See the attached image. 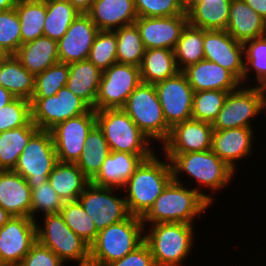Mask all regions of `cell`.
I'll list each match as a JSON object with an SVG mask.
<instances>
[{"label": "cell", "instance_id": "1", "mask_svg": "<svg viewBox=\"0 0 266 266\" xmlns=\"http://www.w3.org/2000/svg\"><path fill=\"white\" fill-rule=\"evenodd\" d=\"M164 157H167L171 163L173 180L183 184L180 175L183 173L189 175L197 182V187L195 186L194 189L200 192L211 204L215 201L214 195L212 193L207 195L200 188H208L215 194V191L228 186L234 178V173L236 175V172L211 149L181 154H165Z\"/></svg>", "mask_w": 266, "mask_h": 266}, {"label": "cell", "instance_id": "2", "mask_svg": "<svg viewBox=\"0 0 266 266\" xmlns=\"http://www.w3.org/2000/svg\"><path fill=\"white\" fill-rule=\"evenodd\" d=\"M165 160L154 153L142 160L125 183L121 191L127 193L124 197L130 215L142 218L173 180L171 163L167 157Z\"/></svg>", "mask_w": 266, "mask_h": 266}, {"label": "cell", "instance_id": "3", "mask_svg": "<svg viewBox=\"0 0 266 266\" xmlns=\"http://www.w3.org/2000/svg\"><path fill=\"white\" fill-rule=\"evenodd\" d=\"M210 205L212 204L196 189L187 188V185L172 180L141 218L144 232L146 224H195L194 218L199 219Z\"/></svg>", "mask_w": 266, "mask_h": 266}, {"label": "cell", "instance_id": "4", "mask_svg": "<svg viewBox=\"0 0 266 266\" xmlns=\"http://www.w3.org/2000/svg\"><path fill=\"white\" fill-rule=\"evenodd\" d=\"M193 226L186 223H156L147 227L149 230L144 233V242L150 249L155 266L183 265L194 248Z\"/></svg>", "mask_w": 266, "mask_h": 266}, {"label": "cell", "instance_id": "5", "mask_svg": "<svg viewBox=\"0 0 266 266\" xmlns=\"http://www.w3.org/2000/svg\"><path fill=\"white\" fill-rule=\"evenodd\" d=\"M144 233L142 219L132 215L98 231L90 245L89 266H104L122 259L144 242Z\"/></svg>", "mask_w": 266, "mask_h": 266}, {"label": "cell", "instance_id": "6", "mask_svg": "<svg viewBox=\"0 0 266 266\" xmlns=\"http://www.w3.org/2000/svg\"><path fill=\"white\" fill-rule=\"evenodd\" d=\"M96 124L101 129L110 151L136 155H153L152 141L122 109L95 110Z\"/></svg>", "mask_w": 266, "mask_h": 266}, {"label": "cell", "instance_id": "7", "mask_svg": "<svg viewBox=\"0 0 266 266\" xmlns=\"http://www.w3.org/2000/svg\"><path fill=\"white\" fill-rule=\"evenodd\" d=\"M43 217V224L35 222L37 241L51 249L64 263L72 261L77 262V266H89L90 245L66 225L63 216L56 213Z\"/></svg>", "mask_w": 266, "mask_h": 266}, {"label": "cell", "instance_id": "8", "mask_svg": "<svg viewBox=\"0 0 266 266\" xmlns=\"http://www.w3.org/2000/svg\"><path fill=\"white\" fill-rule=\"evenodd\" d=\"M122 109L149 140H156L161 145L167 140L171 128L164 118L154 85L141 82Z\"/></svg>", "mask_w": 266, "mask_h": 266}, {"label": "cell", "instance_id": "9", "mask_svg": "<svg viewBox=\"0 0 266 266\" xmlns=\"http://www.w3.org/2000/svg\"><path fill=\"white\" fill-rule=\"evenodd\" d=\"M231 91L212 124L213 130L253 128L251 120L266 110V88L260 86Z\"/></svg>", "mask_w": 266, "mask_h": 266}, {"label": "cell", "instance_id": "10", "mask_svg": "<svg viewBox=\"0 0 266 266\" xmlns=\"http://www.w3.org/2000/svg\"><path fill=\"white\" fill-rule=\"evenodd\" d=\"M57 163L51 131L38 130L23 149L13 171L24 177L32 190L48 181Z\"/></svg>", "mask_w": 266, "mask_h": 266}, {"label": "cell", "instance_id": "11", "mask_svg": "<svg viewBox=\"0 0 266 266\" xmlns=\"http://www.w3.org/2000/svg\"><path fill=\"white\" fill-rule=\"evenodd\" d=\"M31 121L50 131L58 123L88 113L92 108L66 86L48 98L31 99Z\"/></svg>", "mask_w": 266, "mask_h": 266}, {"label": "cell", "instance_id": "12", "mask_svg": "<svg viewBox=\"0 0 266 266\" xmlns=\"http://www.w3.org/2000/svg\"><path fill=\"white\" fill-rule=\"evenodd\" d=\"M116 189L121 190L90 182L77 199L98 231L130 216L125 197L115 196Z\"/></svg>", "mask_w": 266, "mask_h": 266}, {"label": "cell", "instance_id": "13", "mask_svg": "<svg viewBox=\"0 0 266 266\" xmlns=\"http://www.w3.org/2000/svg\"><path fill=\"white\" fill-rule=\"evenodd\" d=\"M140 83V67L131 64H113L102 71L95 110L123 108L128 96Z\"/></svg>", "mask_w": 266, "mask_h": 266}, {"label": "cell", "instance_id": "14", "mask_svg": "<svg viewBox=\"0 0 266 266\" xmlns=\"http://www.w3.org/2000/svg\"><path fill=\"white\" fill-rule=\"evenodd\" d=\"M96 125L95 110L58 123L50 131L58 162L76 163L86 143V137Z\"/></svg>", "mask_w": 266, "mask_h": 266}, {"label": "cell", "instance_id": "15", "mask_svg": "<svg viewBox=\"0 0 266 266\" xmlns=\"http://www.w3.org/2000/svg\"><path fill=\"white\" fill-rule=\"evenodd\" d=\"M154 86L164 118L170 128L192 118L194 90L181 71Z\"/></svg>", "mask_w": 266, "mask_h": 266}, {"label": "cell", "instance_id": "16", "mask_svg": "<svg viewBox=\"0 0 266 266\" xmlns=\"http://www.w3.org/2000/svg\"><path fill=\"white\" fill-rule=\"evenodd\" d=\"M36 221L12 217L0 228V264L18 266L37 241Z\"/></svg>", "mask_w": 266, "mask_h": 266}, {"label": "cell", "instance_id": "17", "mask_svg": "<svg viewBox=\"0 0 266 266\" xmlns=\"http://www.w3.org/2000/svg\"><path fill=\"white\" fill-rule=\"evenodd\" d=\"M204 59L230 71L243 85L244 46L226 30H204Z\"/></svg>", "mask_w": 266, "mask_h": 266}, {"label": "cell", "instance_id": "18", "mask_svg": "<svg viewBox=\"0 0 266 266\" xmlns=\"http://www.w3.org/2000/svg\"><path fill=\"white\" fill-rule=\"evenodd\" d=\"M145 49L174 50L183 29L188 24L187 13L171 17H138L134 22Z\"/></svg>", "mask_w": 266, "mask_h": 266}, {"label": "cell", "instance_id": "19", "mask_svg": "<svg viewBox=\"0 0 266 266\" xmlns=\"http://www.w3.org/2000/svg\"><path fill=\"white\" fill-rule=\"evenodd\" d=\"M212 124L189 119L174 125L167 140L161 145L164 154H181L210 150L213 135Z\"/></svg>", "mask_w": 266, "mask_h": 266}, {"label": "cell", "instance_id": "20", "mask_svg": "<svg viewBox=\"0 0 266 266\" xmlns=\"http://www.w3.org/2000/svg\"><path fill=\"white\" fill-rule=\"evenodd\" d=\"M100 30L86 13H80L58 40L59 62L87 60L91 46Z\"/></svg>", "mask_w": 266, "mask_h": 266}, {"label": "cell", "instance_id": "21", "mask_svg": "<svg viewBox=\"0 0 266 266\" xmlns=\"http://www.w3.org/2000/svg\"><path fill=\"white\" fill-rule=\"evenodd\" d=\"M254 138V128L214 130L211 150L236 172L238 159L248 158L252 153Z\"/></svg>", "mask_w": 266, "mask_h": 266}, {"label": "cell", "instance_id": "22", "mask_svg": "<svg viewBox=\"0 0 266 266\" xmlns=\"http://www.w3.org/2000/svg\"><path fill=\"white\" fill-rule=\"evenodd\" d=\"M194 92L203 90L234 91L241 82L228 70L217 63L201 60L181 71Z\"/></svg>", "mask_w": 266, "mask_h": 266}, {"label": "cell", "instance_id": "23", "mask_svg": "<svg viewBox=\"0 0 266 266\" xmlns=\"http://www.w3.org/2000/svg\"><path fill=\"white\" fill-rule=\"evenodd\" d=\"M0 206L12 217H31V188L13 170H0Z\"/></svg>", "mask_w": 266, "mask_h": 266}, {"label": "cell", "instance_id": "24", "mask_svg": "<svg viewBox=\"0 0 266 266\" xmlns=\"http://www.w3.org/2000/svg\"><path fill=\"white\" fill-rule=\"evenodd\" d=\"M86 14L99 30L114 31L138 19L135 0H94Z\"/></svg>", "mask_w": 266, "mask_h": 266}, {"label": "cell", "instance_id": "25", "mask_svg": "<svg viewBox=\"0 0 266 266\" xmlns=\"http://www.w3.org/2000/svg\"><path fill=\"white\" fill-rule=\"evenodd\" d=\"M151 156L111 151L99 173L90 182L97 186L122 189L142 160Z\"/></svg>", "mask_w": 266, "mask_h": 266}, {"label": "cell", "instance_id": "26", "mask_svg": "<svg viewBox=\"0 0 266 266\" xmlns=\"http://www.w3.org/2000/svg\"><path fill=\"white\" fill-rule=\"evenodd\" d=\"M226 31L236 41H245L266 35V20L244 0H231Z\"/></svg>", "mask_w": 266, "mask_h": 266}, {"label": "cell", "instance_id": "27", "mask_svg": "<svg viewBox=\"0 0 266 266\" xmlns=\"http://www.w3.org/2000/svg\"><path fill=\"white\" fill-rule=\"evenodd\" d=\"M14 56L35 76L59 62L58 42L42 36L22 44Z\"/></svg>", "mask_w": 266, "mask_h": 266}, {"label": "cell", "instance_id": "28", "mask_svg": "<svg viewBox=\"0 0 266 266\" xmlns=\"http://www.w3.org/2000/svg\"><path fill=\"white\" fill-rule=\"evenodd\" d=\"M231 0H200L187 9L188 24L204 30H226Z\"/></svg>", "mask_w": 266, "mask_h": 266}, {"label": "cell", "instance_id": "29", "mask_svg": "<svg viewBox=\"0 0 266 266\" xmlns=\"http://www.w3.org/2000/svg\"><path fill=\"white\" fill-rule=\"evenodd\" d=\"M102 71L88 59L69 63L66 87L95 110Z\"/></svg>", "mask_w": 266, "mask_h": 266}, {"label": "cell", "instance_id": "30", "mask_svg": "<svg viewBox=\"0 0 266 266\" xmlns=\"http://www.w3.org/2000/svg\"><path fill=\"white\" fill-rule=\"evenodd\" d=\"M51 187L63 202L76 201L90 180L75 163L58 162L48 177Z\"/></svg>", "mask_w": 266, "mask_h": 266}, {"label": "cell", "instance_id": "31", "mask_svg": "<svg viewBox=\"0 0 266 266\" xmlns=\"http://www.w3.org/2000/svg\"><path fill=\"white\" fill-rule=\"evenodd\" d=\"M179 72L173 50L166 48L145 50L140 66L142 83L155 85L176 76Z\"/></svg>", "mask_w": 266, "mask_h": 266}, {"label": "cell", "instance_id": "32", "mask_svg": "<svg viewBox=\"0 0 266 266\" xmlns=\"http://www.w3.org/2000/svg\"><path fill=\"white\" fill-rule=\"evenodd\" d=\"M35 76L26 70L14 55H8L0 63V85L16 98L31 101Z\"/></svg>", "mask_w": 266, "mask_h": 266}, {"label": "cell", "instance_id": "33", "mask_svg": "<svg viewBox=\"0 0 266 266\" xmlns=\"http://www.w3.org/2000/svg\"><path fill=\"white\" fill-rule=\"evenodd\" d=\"M110 152L105 136L96 124L86 137V143L81 156L75 164L91 181L99 173L102 164Z\"/></svg>", "mask_w": 266, "mask_h": 266}, {"label": "cell", "instance_id": "34", "mask_svg": "<svg viewBox=\"0 0 266 266\" xmlns=\"http://www.w3.org/2000/svg\"><path fill=\"white\" fill-rule=\"evenodd\" d=\"M30 121L26 126L0 133V170H13L30 138L38 131Z\"/></svg>", "mask_w": 266, "mask_h": 266}, {"label": "cell", "instance_id": "35", "mask_svg": "<svg viewBox=\"0 0 266 266\" xmlns=\"http://www.w3.org/2000/svg\"><path fill=\"white\" fill-rule=\"evenodd\" d=\"M45 1L47 15L44 22L43 35L58 41L66 33L80 12L67 0Z\"/></svg>", "mask_w": 266, "mask_h": 266}, {"label": "cell", "instance_id": "36", "mask_svg": "<svg viewBox=\"0 0 266 266\" xmlns=\"http://www.w3.org/2000/svg\"><path fill=\"white\" fill-rule=\"evenodd\" d=\"M204 29L187 24L174 48L178 69L204 60Z\"/></svg>", "mask_w": 266, "mask_h": 266}, {"label": "cell", "instance_id": "37", "mask_svg": "<svg viewBox=\"0 0 266 266\" xmlns=\"http://www.w3.org/2000/svg\"><path fill=\"white\" fill-rule=\"evenodd\" d=\"M21 25L22 44L44 36L43 27L46 12V1L19 2L15 6Z\"/></svg>", "mask_w": 266, "mask_h": 266}, {"label": "cell", "instance_id": "38", "mask_svg": "<svg viewBox=\"0 0 266 266\" xmlns=\"http://www.w3.org/2000/svg\"><path fill=\"white\" fill-rule=\"evenodd\" d=\"M117 37V63L140 67L145 47L135 23L114 30Z\"/></svg>", "mask_w": 266, "mask_h": 266}, {"label": "cell", "instance_id": "39", "mask_svg": "<svg viewBox=\"0 0 266 266\" xmlns=\"http://www.w3.org/2000/svg\"><path fill=\"white\" fill-rule=\"evenodd\" d=\"M244 46V75L243 85L249 79L252 71L255 74L256 86L266 88V35L243 43ZM251 69V70H250ZM259 84V85H258Z\"/></svg>", "mask_w": 266, "mask_h": 266}, {"label": "cell", "instance_id": "40", "mask_svg": "<svg viewBox=\"0 0 266 266\" xmlns=\"http://www.w3.org/2000/svg\"><path fill=\"white\" fill-rule=\"evenodd\" d=\"M60 214L66 225L88 245L96 240L98 230L78 200L64 202Z\"/></svg>", "mask_w": 266, "mask_h": 266}, {"label": "cell", "instance_id": "41", "mask_svg": "<svg viewBox=\"0 0 266 266\" xmlns=\"http://www.w3.org/2000/svg\"><path fill=\"white\" fill-rule=\"evenodd\" d=\"M69 64L57 62L42 73L35 75L32 98H48L66 86Z\"/></svg>", "mask_w": 266, "mask_h": 266}, {"label": "cell", "instance_id": "42", "mask_svg": "<svg viewBox=\"0 0 266 266\" xmlns=\"http://www.w3.org/2000/svg\"><path fill=\"white\" fill-rule=\"evenodd\" d=\"M229 92L231 91L203 90L194 92L192 119L213 124Z\"/></svg>", "mask_w": 266, "mask_h": 266}, {"label": "cell", "instance_id": "43", "mask_svg": "<svg viewBox=\"0 0 266 266\" xmlns=\"http://www.w3.org/2000/svg\"><path fill=\"white\" fill-rule=\"evenodd\" d=\"M88 60L101 71L117 63V37L115 31L100 30L91 46Z\"/></svg>", "mask_w": 266, "mask_h": 266}, {"label": "cell", "instance_id": "44", "mask_svg": "<svg viewBox=\"0 0 266 266\" xmlns=\"http://www.w3.org/2000/svg\"><path fill=\"white\" fill-rule=\"evenodd\" d=\"M63 204L48 181L31 190V218L34 221H38L40 212L42 215L60 213Z\"/></svg>", "mask_w": 266, "mask_h": 266}, {"label": "cell", "instance_id": "45", "mask_svg": "<svg viewBox=\"0 0 266 266\" xmlns=\"http://www.w3.org/2000/svg\"><path fill=\"white\" fill-rule=\"evenodd\" d=\"M20 28L15 8L0 11V46L8 55H14L22 45Z\"/></svg>", "mask_w": 266, "mask_h": 266}, {"label": "cell", "instance_id": "46", "mask_svg": "<svg viewBox=\"0 0 266 266\" xmlns=\"http://www.w3.org/2000/svg\"><path fill=\"white\" fill-rule=\"evenodd\" d=\"M31 121V102L15 98L0 108V133L26 126Z\"/></svg>", "mask_w": 266, "mask_h": 266}, {"label": "cell", "instance_id": "47", "mask_svg": "<svg viewBox=\"0 0 266 266\" xmlns=\"http://www.w3.org/2000/svg\"><path fill=\"white\" fill-rule=\"evenodd\" d=\"M138 17H171L186 13L182 0H135Z\"/></svg>", "mask_w": 266, "mask_h": 266}, {"label": "cell", "instance_id": "48", "mask_svg": "<svg viewBox=\"0 0 266 266\" xmlns=\"http://www.w3.org/2000/svg\"><path fill=\"white\" fill-rule=\"evenodd\" d=\"M18 266H64V262L51 249L36 241Z\"/></svg>", "mask_w": 266, "mask_h": 266}, {"label": "cell", "instance_id": "49", "mask_svg": "<svg viewBox=\"0 0 266 266\" xmlns=\"http://www.w3.org/2000/svg\"><path fill=\"white\" fill-rule=\"evenodd\" d=\"M104 266H155V263L148 245L143 242L122 259L110 262Z\"/></svg>", "mask_w": 266, "mask_h": 266}, {"label": "cell", "instance_id": "50", "mask_svg": "<svg viewBox=\"0 0 266 266\" xmlns=\"http://www.w3.org/2000/svg\"><path fill=\"white\" fill-rule=\"evenodd\" d=\"M256 13L266 20V0H244Z\"/></svg>", "mask_w": 266, "mask_h": 266}, {"label": "cell", "instance_id": "51", "mask_svg": "<svg viewBox=\"0 0 266 266\" xmlns=\"http://www.w3.org/2000/svg\"><path fill=\"white\" fill-rule=\"evenodd\" d=\"M80 13H87L94 0H67Z\"/></svg>", "mask_w": 266, "mask_h": 266}, {"label": "cell", "instance_id": "52", "mask_svg": "<svg viewBox=\"0 0 266 266\" xmlns=\"http://www.w3.org/2000/svg\"><path fill=\"white\" fill-rule=\"evenodd\" d=\"M15 98L16 97L12 93H10L7 89L0 85V108L9 104Z\"/></svg>", "mask_w": 266, "mask_h": 266}, {"label": "cell", "instance_id": "53", "mask_svg": "<svg viewBox=\"0 0 266 266\" xmlns=\"http://www.w3.org/2000/svg\"><path fill=\"white\" fill-rule=\"evenodd\" d=\"M16 0H0V11H7L15 8Z\"/></svg>", "mask_w": 266, "mask_h": 266}, {"label": "cell", "instance_id": "54", "mask_svg": "<svg viewBox=\"0 0 266 266\" xmlns=\"http://www.w3.org/2000/svg\"><path fill=\"white\" fill-rule=\"evenodd\" d=\"M12 216L0 206V228L4 226Z\"/></svg>", "mask_w": 266, "mask_h": 266}, {"label": "cell", "instance_id": "55", "mask_svg": "<svg viewBox=\"0 0 266 266\" xmlns=\"http://www.w3.org/2000/svg\"><path fill=\"white\" fill-rule=\"evenodd\" d=\"M8 56V53L0 46V63Z\"/></svg>", "mask_w": 266, "mask_h": 266}, {"label": "cell", "instance_id": "56", "mask_svg": "<svg viewBox=\"0 0 266 266\" xmlns=\"http://www.w3.org/2000/svg\"><path fill=\"white\" fill-rule=\"evenodd\" d=\"M195 1H200V0H189L186 4H185V8L187 9L193 2Z\"/></svg>", "mask_w": 266, "mask_h": 266}, {"label": "cell", "instance_id": "57", "mask_svg": "<svg viewBox=\"0 0 266 266\" xmlns=\"http://www.w3.org/2000/svg\"><path fill=\"white\" fill-rule=\"evenodd\" d=\"M17 3L19 2H30V1H43V0H16Z\"/></svg>", "mask_w": 266, "mask_h": 266}, {"label": "cell", "instance_id": "58", "mask_svg": "<svg viewBox=\"0 0 266 266\" xmlns=\"http://www.w3.org/2000/svg\"><path fill=\"white\" fill-rule=\"evenodd\" d=\"M185 4L189 1V0H182Z\"/></svg>", "mask_w": 266, "mask_h": 266}]
</instances>
